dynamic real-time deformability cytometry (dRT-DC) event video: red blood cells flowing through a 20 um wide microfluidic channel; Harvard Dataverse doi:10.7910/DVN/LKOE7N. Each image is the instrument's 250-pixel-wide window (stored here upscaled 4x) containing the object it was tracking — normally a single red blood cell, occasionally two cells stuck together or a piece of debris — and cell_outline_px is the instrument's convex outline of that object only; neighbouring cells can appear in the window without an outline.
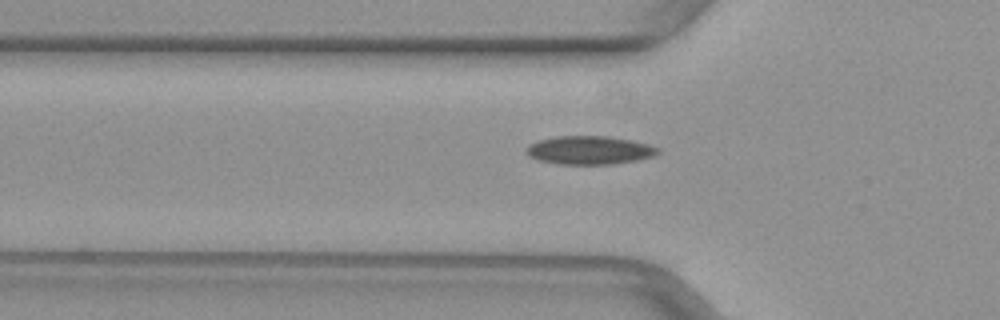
{"species": "common noctule bat (a hibernating species)", "species_latin": "Nyctalus noctula", "temperature_condition": "warm", "stored_images_in_passage": 30, "camera_frame_rate_fps": 3000, "um_per_image_px": 0.085, "animal": {"sex": "female", "body_mass_g": 29.2, "forearm_length_mm": 56.3}, "frame": {"image": 1, "passage_image": 7, "time_ms": 2.0, "image_size_px": [1000, 320], "cell_outline_px": [[660, 152], [652, 156], [636, 160], [612, 164], [560, 164], [540, 160], [528, 156], [524, 152], [528, 144], [540, 140], [556, 136], [608, 136], [632, 140], [648, 144], [660, 148]], "centroid_in_image_um": [50.09, 12.76], "position_along_channel_um": 75.7, "area_um2": 21.79}}
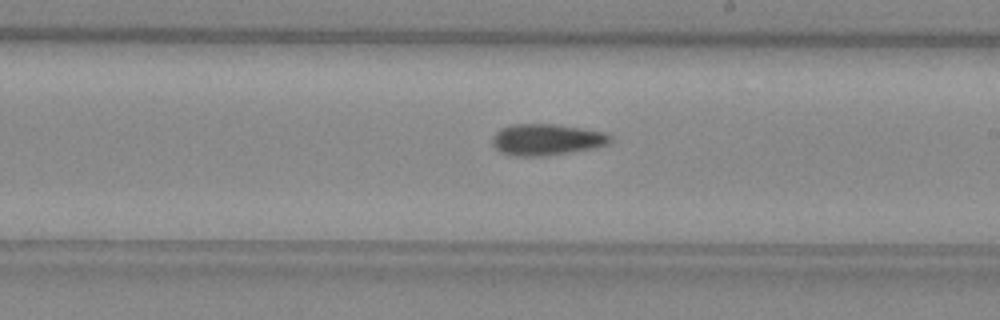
{"frame": {"image": 2, "passage_image": 19, "time_ms": 6.0, "image_size_px": [1000, 320], "cell_outline_px": [[612, 140], [608, 144], [588, 148], [544, 156], [516, 156], [500, 152], [492, 144], [492, 136], [500, 128], [512, 124], [552, 124], [604, 132], [612, 136]], "centroid_in_image_um": [46.39, 11.86], "position_along_channel_um": 242.6, "area_um2": 21.21}}
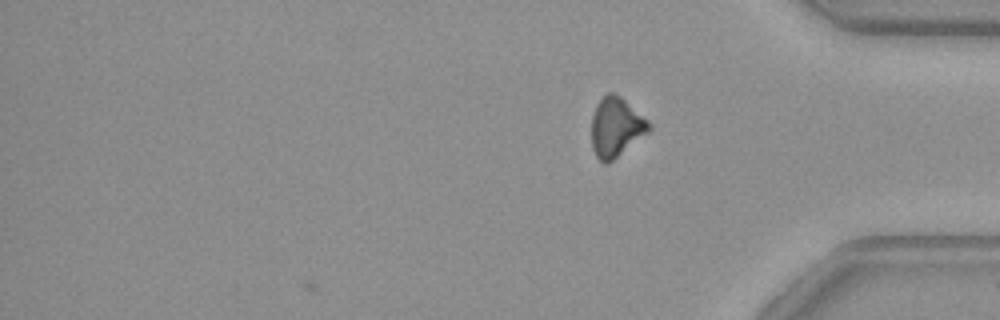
{"frame": {"image": 3, "passage_image": 30, "time_ms": 9.667, "image_size_px": [1000, 320], "cell_outline_px": [[652, 128], [648, 132], [608, 164], [604, 164], [596, 156], [592, 148], [592, 116], [596, 104], [608, 92], [612, 92], [620, 96], [648, 120], [652, 124]], "centroid_in_image_um": [52.36, 10.81], "position_along_channel_um": 382.8, "area_um2": 19.77}}